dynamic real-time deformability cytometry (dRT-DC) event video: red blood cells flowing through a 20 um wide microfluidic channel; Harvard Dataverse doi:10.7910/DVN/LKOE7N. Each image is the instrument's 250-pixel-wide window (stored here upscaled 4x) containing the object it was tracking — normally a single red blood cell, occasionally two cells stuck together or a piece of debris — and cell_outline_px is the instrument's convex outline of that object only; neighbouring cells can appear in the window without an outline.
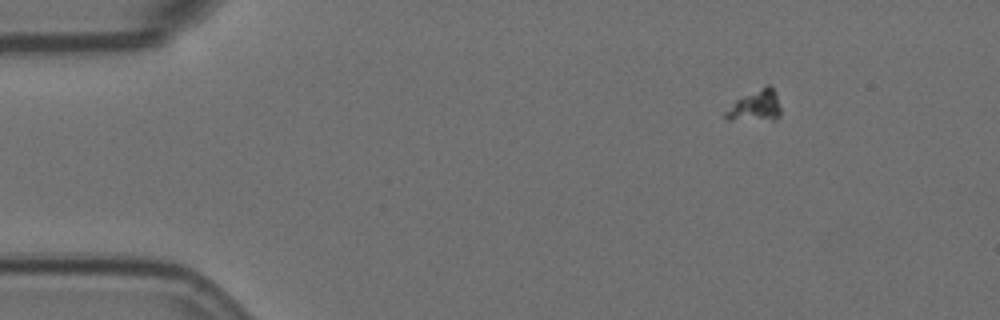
{"species": "Egyptian fruit bat (a non-hibernating species)", "species_latin": "Rousettus aegyptiacus", "temperature_condition": "room temperature", "stored_images_in_passage": 59, "camera_frame_rate_fps": 3000, "um_per_image_px": 0.085, "animal": {"sex": "female"}, "frame": {"image": 1, "passage_image": 9, "time_ms": 2.667, "image_size_px": [1000, 320], "cell_outline_px": [[780, 116], [776, 120], [728, 120], [724, 116], [724, 112], [736, 100], [768, 84], [776, 92], [780, 108]], "centroid_in_image_um": [64.22, 9.03], "position_along_channel_um": 20.8, "area_um2": 10.0}}
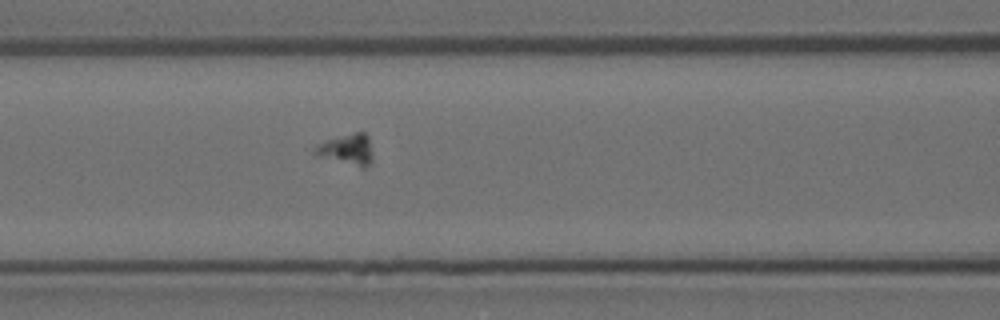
{"frame": {"image": 2, "passage_image": 26, "time_ms": 8.333, "image_size_px": [1000, 320], "cell_outline_px": [[372, 160], [364, 168], [316, 156], [312, 148], [316, 144], [328, 140], [356, 132], [364, 132], [368, 136], [372, 156]], "centroid_in_image_um": [29.46, 12.71], "position_along_channel_um": 137.1, "area_um2": 10.29}}
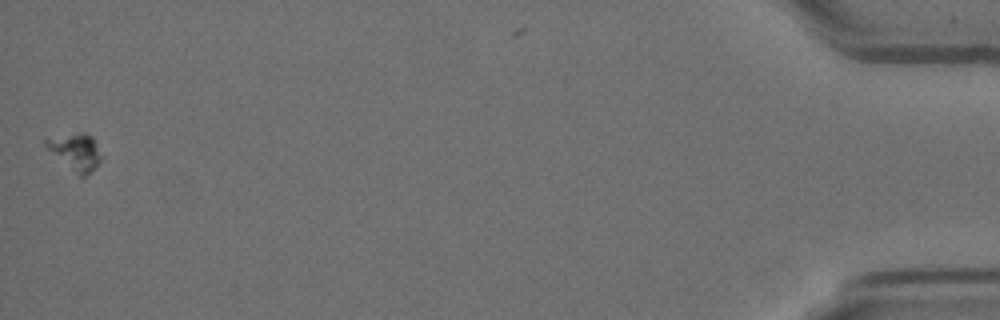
{"frame": {"image": 3, "passage_image": 59, "time_ms": 19.333, "image_size_px": [1000, 320], "cell_outline_px": [[104, 156], [84, 176], [80, 176], [48, 148], [44, 144], [44, 140], [80, 132], [84, 132], [92, 136]], "centroid_in_image_um": [6.49, 12.86], "position_along_channel_um": 428.7, "area_um2": 11.16}}